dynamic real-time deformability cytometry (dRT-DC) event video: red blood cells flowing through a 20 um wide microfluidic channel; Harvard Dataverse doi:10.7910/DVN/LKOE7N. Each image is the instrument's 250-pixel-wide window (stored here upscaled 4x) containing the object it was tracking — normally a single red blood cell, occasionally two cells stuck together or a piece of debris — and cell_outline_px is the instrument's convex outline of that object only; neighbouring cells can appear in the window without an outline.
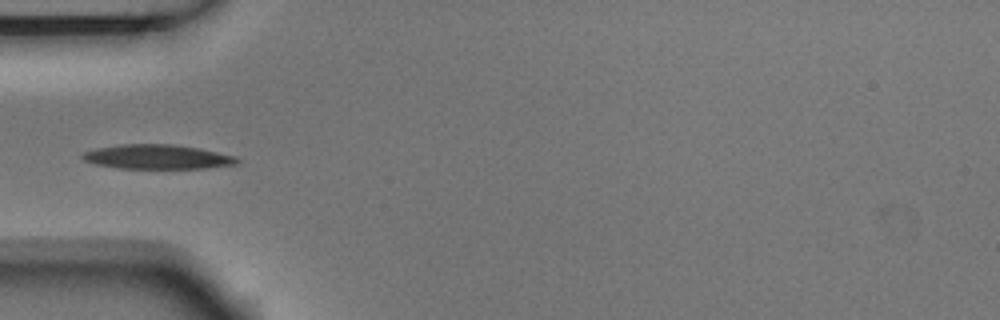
{"species": "Egyptian fruit bat (a non-hibernating species)", "species_latin": "Rousettus aegyptiacus", "temperature_condition": "room temperature", "stored_images_in_passage": 6, "camera_frame_rate_fps": 3000, "um_per_image_px": 0.085, "animal": {"sex": "male"}, "frame": {"image": 1, "passage_image": 6, "time_ms": 1.667, "image_size_px": [1000, 320], "cell_outline_px": [[240, 160], [236, 164], [208, 168], [116, 168], [96, 164], [84, 160], [80, 156], [84, 152], [96, 148], [120, 144], [172, 144], [200, 148], [236, 156]], "centroid_in_image_um": [13.38, 13.33], "position_along_channel_um": 71.6, "area_um2": 22.02}}